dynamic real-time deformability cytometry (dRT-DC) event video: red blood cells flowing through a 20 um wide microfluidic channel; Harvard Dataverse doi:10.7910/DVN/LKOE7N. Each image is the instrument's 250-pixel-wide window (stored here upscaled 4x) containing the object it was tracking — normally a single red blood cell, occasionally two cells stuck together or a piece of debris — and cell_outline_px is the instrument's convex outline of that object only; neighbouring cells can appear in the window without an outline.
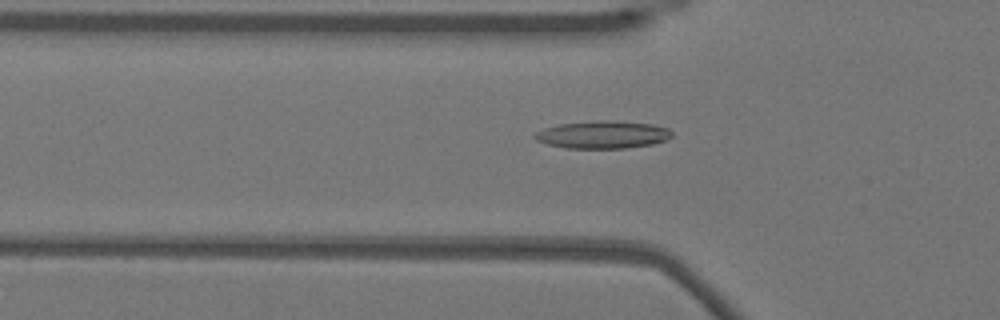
{"species": "Egyptian fruit bat (a non-hibernating species)", "species_latin": "Rousettus aegyptiacus", "temperature_condition": "warm", "stored_images_in_passage": 46, "camera_frame_rate_fps": 3000, "um_per_image_px": 0.085, "animal": {"sex": "female"}, "frame": {"image": 1, "passage_image": 14, "time_ms": 4.333, "image_size_px": [1000, 320], "cell_outline_px": [[672, 136], [664, 140], [652, 144], [624, 148], [564, 148], [548, 144], [536, 140], [532, 136], [536, 132], [544, 128], [560, 124], [600, 120], [608, 120], [652, 124], [668, 128], [672, 132]], "centroid_in_image_um": [51.21, 11.44], "position_along_channel_um": 74.6, "area_um2": 21.91}}
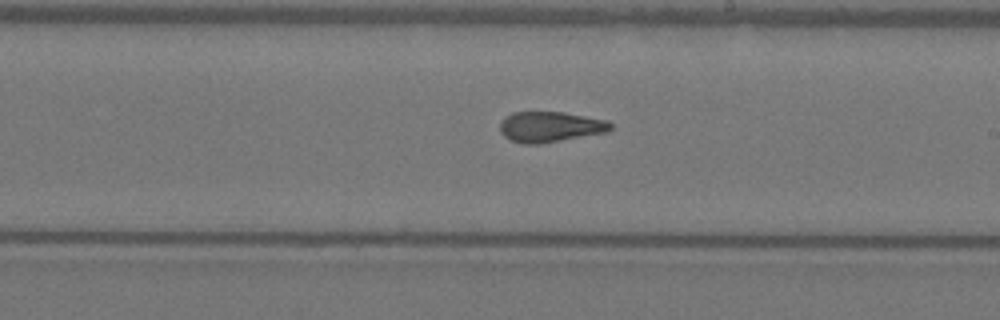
{"frame": {"image": 2, "passage_image": 27, "time_ms": 8.667, "image_size_px": [1000, 320], "cell_outline_px": [[612, 128], [608, 132], [540, 144], [520, 144], [504, 136], [500, 132], [500, 120], [504, 116], [512, 112], [564, 112], [608, 120], [612, 124]], "centroid_in_image_um": [46.75, 10.78], "position_along_channel_um": 242.2, "area_um2": 19.94}}
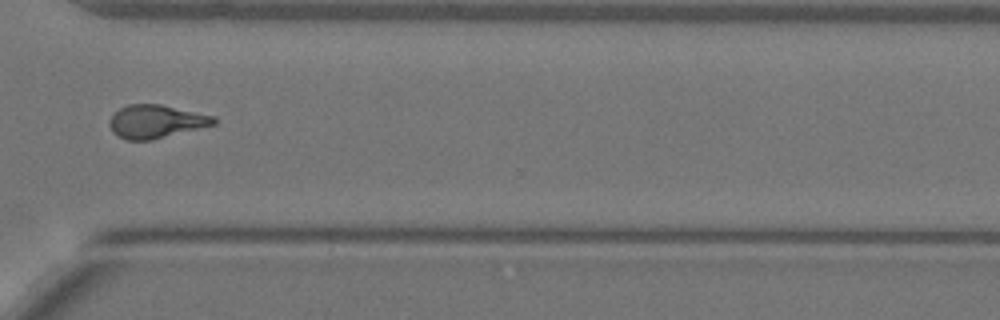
{"frame": {"image": 3, "passage_image": 36, "time_ms": 11.667, "image_size_px": [1000, 320], "cell_outline_px": [[216, 124], [152, 140], [128, 140], [116, 136], [112, 132], [108, 124], [108, 120], [120, 108], [128, 104], [160, 104], [216, 116]], "centroid_in_image_um": [13.24, 10.33], "position_along_channel_um": 357.4, "area_um2": 20.29}, "authors_computed_cell_mechanics": {"area_um2": 20.2589, "velocity_mm_per_s": 3.8484, "shape_relaxation_time_tau1_ms": 10.3041, "shape_relaxation_time_tau2_ms": 2.2548, "deformation_change_tau1": 0.2576, "deformation_change_tau2": 0.1055}}